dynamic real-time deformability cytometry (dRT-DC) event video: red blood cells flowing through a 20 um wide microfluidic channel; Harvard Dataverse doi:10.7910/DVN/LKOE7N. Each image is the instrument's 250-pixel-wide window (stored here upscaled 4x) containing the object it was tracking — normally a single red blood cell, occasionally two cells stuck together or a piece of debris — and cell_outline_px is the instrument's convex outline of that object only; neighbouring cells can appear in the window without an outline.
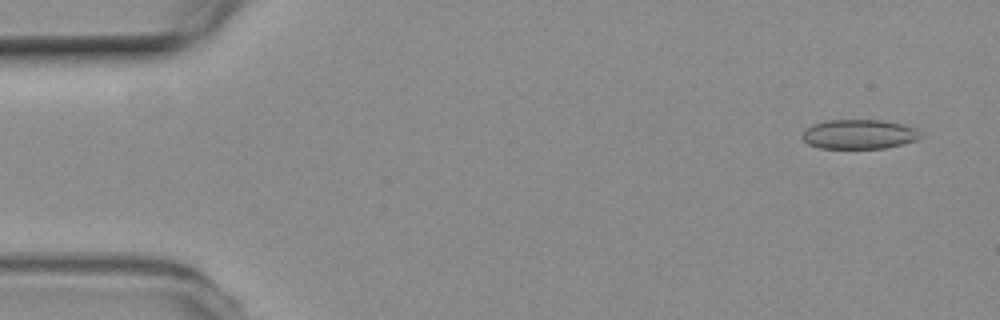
{"species": "common noctule bat (a hibernating species)", "species_latin": "Nyctalus noctula", "temperature_condition": "room temperature", "stored_images_in_passage": 54, "camera_frame_rate_fps": 3000, "um_per_image_px": 0.085, "animal": {"sex": "female", "body_mass_g": 19.3, "forearm_length_mm": 54.1}, "frame": {"image": 1, "passage_image": 3, "time_ms": 0.667, "image_size_px": [1000, 320], "cell_outline_px": [[924, 136], [916, 140], [884, 148], [820, 148], [808, 144], [800, 136], [812, 124], [828, 120], [880, 120], [904, 124], [916, 128]], "centroid_in_image_um": [73.04, 11.4], "position_along_channel_um": 12.0, "area_um2": 20.29}}
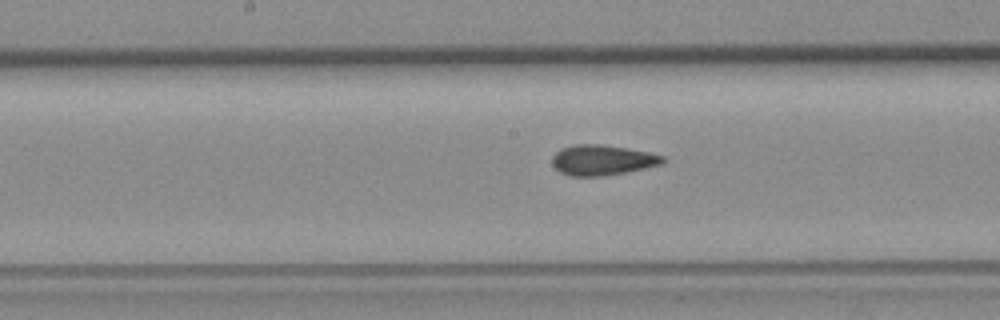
{"frame": {"image": 2, "passage_image": 27, "time_ms": 8.667, "image_size_px": [1000, 320], "cell_outline_px": [[668, 160], [664, 164], [628, 172], [600, 176], [568, 176], [560, 172], [552, 164], [552, 156], [560, 148], [572, 144], [600, 144], [648, 152], [664, 156]], "centroid_in_image_um": [51.2, 13.61], "position_along_channel_um": 197.0, "area_um2": 19.77}}
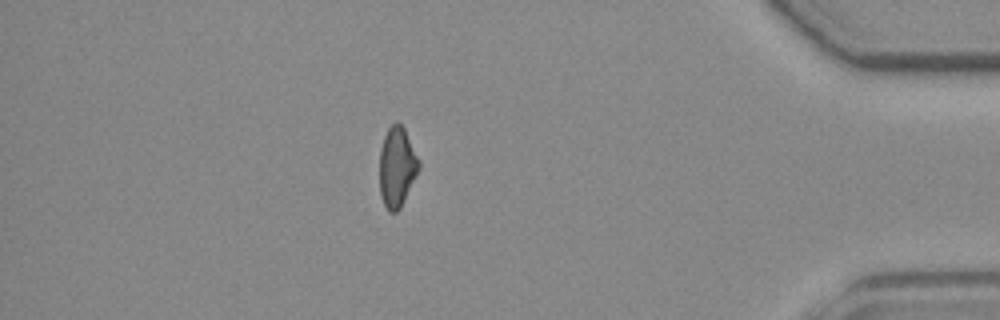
{"frame": {"image": 3, "passage_image": 47, "time_ms": 15.333, "image_size_px": [1000, 320], "cell_outline_px": [[420, 168], [400, 208], [396, 212], [388, 212], [380, 196], [380, 148], [384, 136], [388, 128], [396, 120], [404, 128], [420, 160]], "centroid_in_image_um": [33.74, 14.18], "position_along_channel_um": 401.5, "area_um2": 18.38}, "authors_computed_cell_mechanics": {"area_um2": 19.6809, "velocity_mm_per_s": 3.7617, "shape_relaxation_time_tau1_ms": null, "shape_relaxation_time_tau2_ms": 2.3963, "deformation_change_tau1": null, "deformation_change_tau2": 0.0843}}